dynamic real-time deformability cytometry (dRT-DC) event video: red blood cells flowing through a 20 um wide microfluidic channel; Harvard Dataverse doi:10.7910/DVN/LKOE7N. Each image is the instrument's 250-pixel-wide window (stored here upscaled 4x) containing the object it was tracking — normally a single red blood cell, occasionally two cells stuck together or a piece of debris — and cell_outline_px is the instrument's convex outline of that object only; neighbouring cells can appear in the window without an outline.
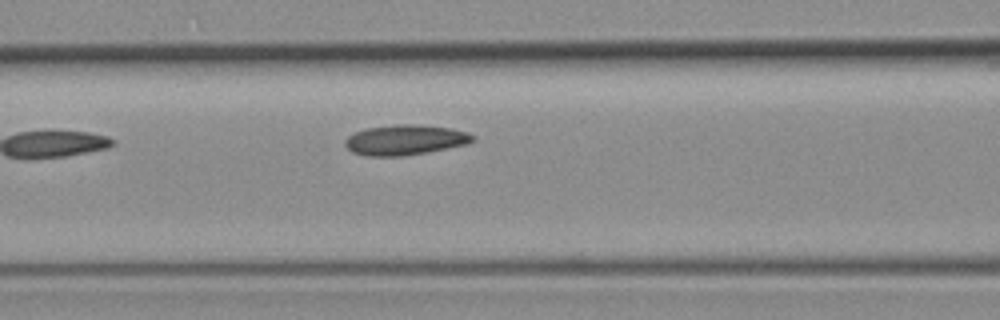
{"species": "common noctule bat (a hibernating species)", "species_latin": "Nyctalus noctula", "temperature_condition": "room temperature", "stored_images_in_passage": 4, "camera_frame_rate_fps": 3000, "um_per_image_px": 0.085, "animal": {"sex": "female", "body_mass_g": 19.3, "forearm_length_mm": 54.1}, "frame": {"image": 1, "passage_image": 4, "time_ms": 4.667, "image_size_px": [1000, 320], "cell_outline_px": [[476, 140], [468, 144], [428, 152], [404, 156], [368, 156], [352, 152], [344, 144], [344, 140], [348, 136], [356, 132], [368, 128], [396, 124], [412, 124], [452, 128], [468, 132], [476, 136]], "centroid_in_image_um": [34.48, 11.89], "position_along_channel_um": 132.1, "area_um2": 22.6}}